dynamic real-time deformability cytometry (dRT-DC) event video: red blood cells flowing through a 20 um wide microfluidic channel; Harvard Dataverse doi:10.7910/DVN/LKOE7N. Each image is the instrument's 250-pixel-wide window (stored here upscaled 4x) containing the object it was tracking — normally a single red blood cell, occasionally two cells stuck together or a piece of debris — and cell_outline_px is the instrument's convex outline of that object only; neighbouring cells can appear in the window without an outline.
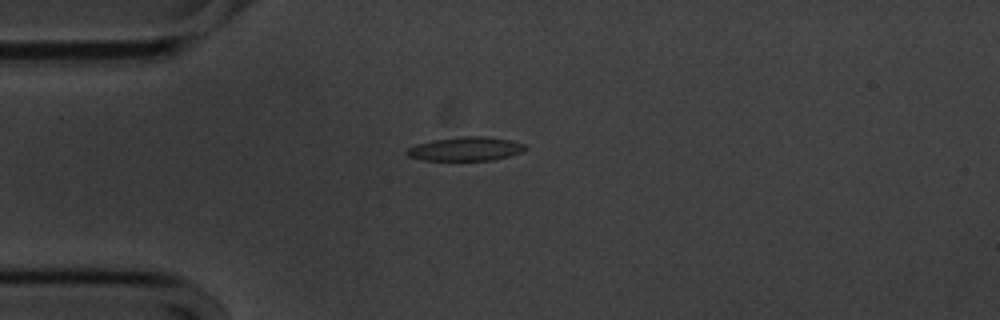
{"species": "common noctule bat (a hibernating species)", "species_latin": "Nyctalus noctula", "temperature_condition": "cold", "stored_images_in_passage": 44, "camera_frame_rate_fps": 3000, "um_per_image_px": 0.085, "animal": {"sex": "male", "body_mass_g": 20.1, "forearm_length_mm": 53.5}, "frame": {"image": 1, "passage_image": 2, "time_ms": 0.333, "image_size_px": [1000, 320], "cell_outline_px": [[528, 148], [520, 152], [508, 156], [492, 160], [424, 160], [408, 156], [404, 152], [408, 148], [416, 144], [432, 140], [464, 136], [488, 136], [508, 140], [524, 144]], "centroid_in_image_um": [39.55, 12.65], "position_along_channel_um": 45.4, "area_um2": 16.36}}
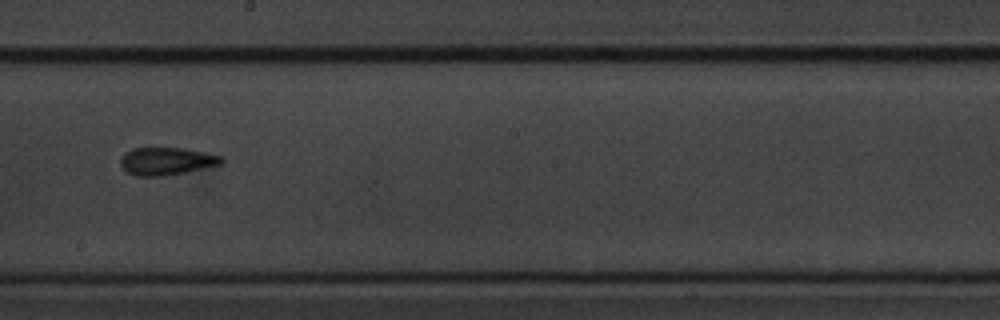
{"frame": {"image": 2, "passage_image": 19, "time_ms": 6.0, "image_size_px": [1000, 320], "cell_outline_px": [[224, 160], [220, 164], [184, 172], [164, 176], [136, 176], [128, 172], [120, 164], [120, 160], [124, 152], [132, 148], [184, 148], [220, 156]], "centroid_in_image_um": [14.1, 13.69], "position_along_channel_um": 234.1, "area_um2": 16.01}}
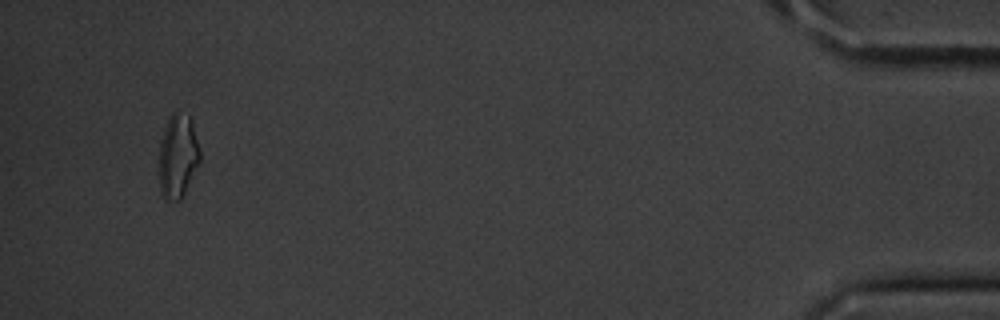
{"frame": {"image": 3, "passage_image": 41, "time_ms": 13.333, "image_size_px": [1000, 320], "cell_outline_px": [[200, 164], [180, 200], [164, 200], [160, 192], [160, 140], [164, 128], [172, 112], [176, 112], [188, 116], [192, 120], [200, 152]], "centroid_in_image_um": [15.13, 13.29], "position_along_channel_um": 420.1, "area_um2": 19.88}, "authors_computed_cell_mechanics": {"area_um2": 15.7794, "velocity_mm_per_s": 3.5788, "shape_relaxation_time_tau1_ms": 4.9205, "shape_relaxation_time_tau2_ms": 2.9865, "deformation_change_tau1": 0.1681, "deformation_change_tau2": 0.1265}}